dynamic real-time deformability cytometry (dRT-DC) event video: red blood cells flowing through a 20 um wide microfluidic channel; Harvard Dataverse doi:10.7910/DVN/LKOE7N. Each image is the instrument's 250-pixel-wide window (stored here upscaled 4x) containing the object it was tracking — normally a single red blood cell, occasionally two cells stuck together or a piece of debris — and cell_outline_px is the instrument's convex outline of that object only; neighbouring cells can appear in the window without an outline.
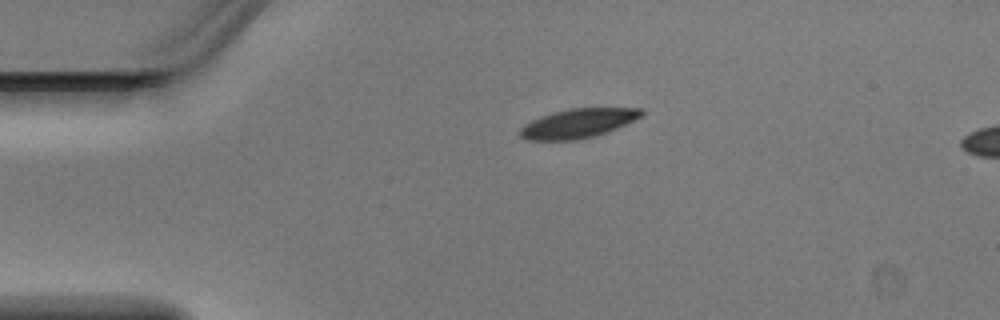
{"species": "Egyptian fruit bat (a non-hibernating species)", "species_latin": "Rousettus aegyptiacus", "temperature_condition": "warm", "stored_images_in_passage": 3, "segment_of_instrument_passage": [1, 2], "camera_frame_rate_fps": 3000, "um_per_image_px": 0.085, "animal": {"sex": "male"}, "frame": {"image": 1, "passage_image": 1, "time_ms": 0.0, "image_size_px": [1000, 320], "cell_outline_px": [[644, 116], [616, 128], [596, 136], [576, 140], [528, 140], [520, 136], [520, 128], [524, 124], [540, 116], [552, 112], [568, 108], [644, 108]], "centroid_in_image_um": [49.15, 10.47], "position_along_channel_um": 35.9, "area_um2": 20.81}}